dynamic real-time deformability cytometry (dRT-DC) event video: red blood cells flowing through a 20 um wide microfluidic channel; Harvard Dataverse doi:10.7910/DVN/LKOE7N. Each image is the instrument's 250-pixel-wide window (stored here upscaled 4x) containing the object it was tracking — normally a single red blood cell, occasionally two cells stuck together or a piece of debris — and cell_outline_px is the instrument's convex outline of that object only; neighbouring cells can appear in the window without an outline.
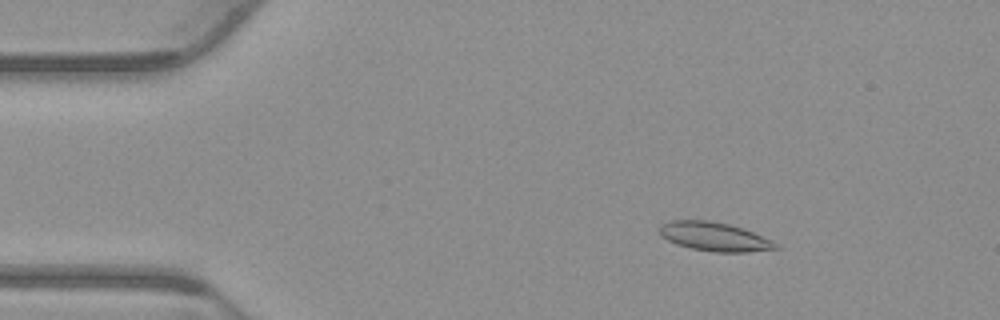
{"species": "common noctule bat (a hibernating species)", "species_latin": "Nyctalus noctula", "temperature_condition": "warm", "stored_images_in_passage": 54, "camera_frame_rate_fps": 3000, "um_per_image_px": 0.085, "animal": {"sex": "male", "body_mass_g": 23.1, "forearm_length_mm": 52.7}, "frame": {"image": 1, "passage_image": 8, "time_ms": 2.333, "image_size_px": [1000, 320], "cell_outline_px": [[780, 248], [748, 252], [712, 252], [692, 248], [676, 244], [660, 236], [656, 228], [660, 224], [668, 220], [708, 220], [728, 224], [752, 232], [772, 240], [780, 244]], "centroid_in_image_um": [60.67, 20.11], "position_along_channel_um": 24.3, "area_um2": 19.71}}
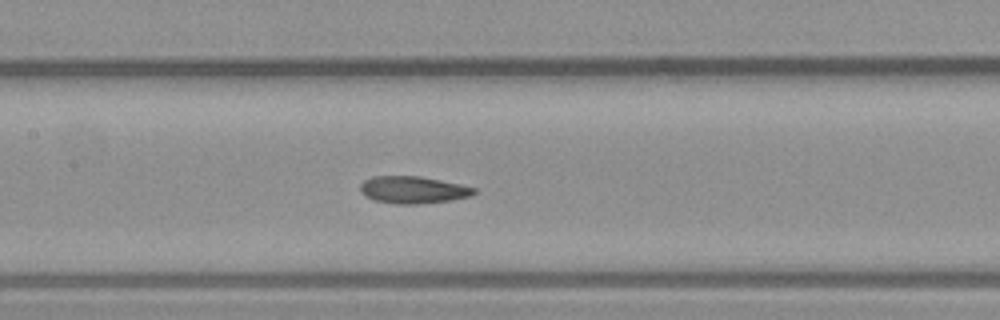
{"frame": {"image": 2, "passage_image": 25, "time_ms": 8.0, "image_size_px": [1000, 320], "cell_outline_px": [[476, 192], [472, 196], [448, 200], [420, 204], [396, 204], [376, 200], [364, 196], [360, 192], [360, 184], [364, 180], [372, 176], [420, 176], [460, 184], [476, 188]], "centroid_in_image_um": [35.09, 16.13], "position_along_channel_um": 172.3, "area_um2": 18.03}}
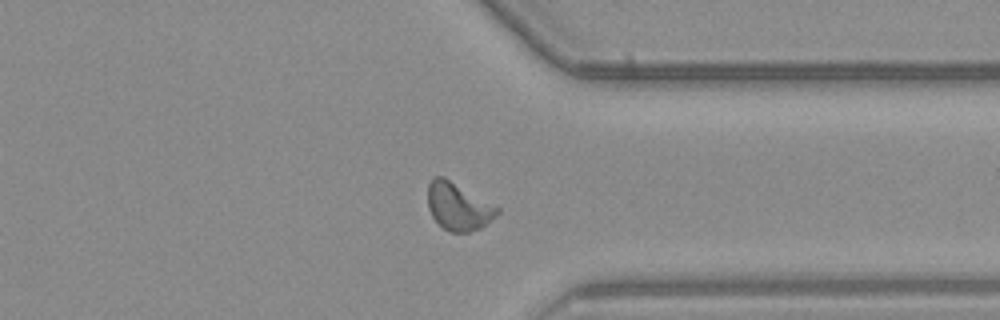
{"frame": {"image": 3, "passage_image": 41, "time_ms": 13.333, "image_size_px": [1000, 320], "cell_outline_px": [[500, 212], [496, 216], [480, 228], [468, 232], [448, 232], [432, 216], [428, 208], [428, 184], [436, 176], [444, 176], [500, 208]], "centroid_in_image_um": [38.95, 17.55], "position_along_channel_um": 372.4, "area_um2": 19.07}, "authors_computed_cell_mechanics": {"area_um2": 18.496, "velocity_mm_per_s": 3.8256, "shape_relaxation_time_tau1_ms": 7.2215, "shape_relaxation_time_tau2_ms": 1.5636, "deformation_change_tau1": 0.2023, "deformation_change_tau2": 0.0745}}